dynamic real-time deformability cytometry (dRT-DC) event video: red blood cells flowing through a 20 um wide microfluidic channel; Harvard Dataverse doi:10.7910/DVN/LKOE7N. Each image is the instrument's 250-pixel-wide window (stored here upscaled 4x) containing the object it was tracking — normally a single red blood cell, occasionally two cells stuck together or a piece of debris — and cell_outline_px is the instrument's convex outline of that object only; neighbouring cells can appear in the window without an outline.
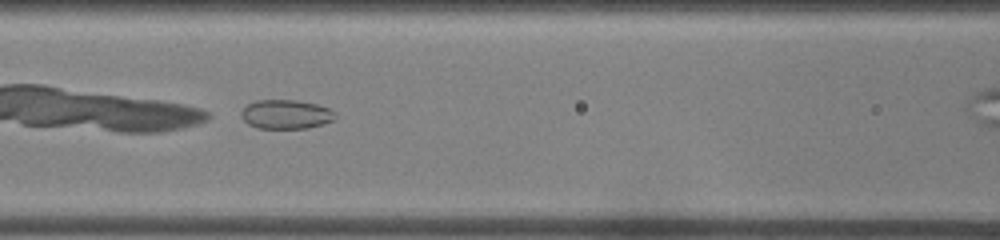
{"species": "common noctule bat (a hibernating species)", "species_latin": "Nyctalus noctula", "temperature_condition": "room temperature", "stored_images_in_passage": 9, "camera_frame_rate_fps": 3000, "um_per_image_px": 0.085, "animal": {"sex": "female", "body_mass_g": 22.0, "forearm_length_mm": 56.7}, "frame": {"image": 1, "passage_image": 7, "time_ms": 2.0, "image_size_px": [1000, 240], "cell_outline_px": [[336, 116], [332, 120], [308, 128], [256, 128], [248, 124], [240, 116], [240, 112], [248, 104], [256, 100], [296, 100], [316, 104], [328, 108], [336, 112]], "centroid_in_image_um": [24.28, 9.71], "position_along_channel_um": 142.3, "area_um2": 15.9}}